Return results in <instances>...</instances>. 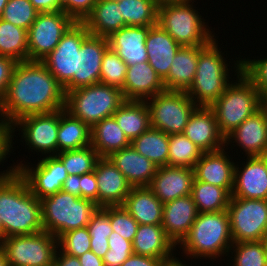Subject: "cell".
I'll return each instance as SVG.
<instances>
[{
    "mask_svg": "<svg viewBox=\"0 0 267 266\" xmlns=\"http://www.w3.org/2000/svg\"><path fill=\"white\" fill-rule=\"evenodd\" d=\"M65 97L63 86L41 61L18 62L0 102V124L10 128L24 116L64 109Z\"/></svg>",
    "mask_w": 267,
    "mask_h": 266,
    "instance_id": "cell-1",
    "label": "cell"
},
{
    "mask_svg": "<svg viewBox=\"0 0 267 266\" xmlns=\"http://www.w3.org/2000/svg\"><path fill=\"white\" fill-rule=\"evenodd\" d=\"M0 220L4 239L13 235H32L44 231L41 201L15 170L0 181Z\"/></svg>",
    "mask_w": 267,
    "mask_h": 266,
    "instance_id": "cell-2",
    "label": "cell"
},
{
    "mask_svg": "<svg viewBox=\"0 0 267 266\" xmlns=\"http://www.w3.org/2000/svg\"><path fill=\"white\" fill-rule=\"evenodd\" d=\"M233 65L237 79L210 106L215 113L218 128L225 137L264 105L258 89L242 72V60H236Z\"/></svg>",
    "mask_w": 267,
    "mask_h": 266,
    "instance_id": "cell-3",
    "label": "cell"
},
{
    "mask_svg": "<svg viewBox=\"0 0 267 266\" xmlns=\"http://www.w3.org/2000/svg\"><path fill=\"white\" fill-rule=\"evenodd\" d=\"M232 244L229 215L223 210L198 213L188 235L179 244L181 247H177L182 249L185 257L213 261L228 256Z\"/></svg>",
    "mask_w": 267,
    "mask_h": 266,
    "instance_id": "cell-4",
    "label": "cell"
},
{
    "mask_svg": "<svg viewBox=\"0 0 267 266\" xmlns=\"http://www.w3.org/2000/svg\"><path fill=\"white\" fill-rule=\"evenodd\" d=\"M216 40L199 51L195 78L186 91L198 107H210L232 82L226 58Z\"/></svg>",
    "mask_w": 267,
    "mask_h": 266,
    "instance_id": "cell-5",
    "label": "cell"
},
{
    "mask_svg": "<svg viewBox=\"0 0 267 266\" xmlns=\"http://www.w3.org/2000/svg\"><path fill=\"white\" fill-rule=\"evenodd\" d=\"M44 231L57 239L67 231L86 227L98 206L62 190L40 199Z\"/></svg>",
    "mask_w": 267,
    "mask_h": 266,
    "instance_id": "cell-6",
    "label": "cell"
},
{
    "mask_svg": "<svg viewBox=\"0 0 267 266\" xmlns=\"http://www.w3.org/2000/svg\"><path fill=\"white\" fill-rule=\"evenodd\" d=\"M125 101L120 88L97 83L67 92L65 110L92 128L104 118L111 117Z\"/></svg>",
    "mask_w": 267,
    "mask_h": 266,
    "instance_id": "cell-7",
    "label": "cell"
},
{
    "mask_svg": "<svg viewBox=\"0 0 267 266\" xmlns=\"http://www.w3.org/2000/svg\"><path fill=\"white\" fill-rule=\"evenodd\" d=\"M194 2L188 0L158 8L157 24L181 46L207 45L216 38L198 12L199 9L194 7Z\"/></svg>",
    "mask_w": 267,
    "mask_h": 266,
    "instance_id": "cell-8",
    "label": "cell"
},
{
    "mask_svg": "<svg viewBox=\"0 0 267 266\" xmlns=\"http://www.w3.org/2000/svg\"><path fill=\"white\" fill-rule=\"evenodd\" d=\"M145 102L151 127L168 135L183 133L191 114L198 107L186 91L165 90Z\"/></svg>",
    "mask_w": 267,
    "mask_h": 266,
    "instance_id": "cell-9",
    "label": "cell"
},
{
    "mask_svg": "<svg viewBox=\"0 0 267 266\" xmlns=\"http://www.w3.org/2000/svg\"><path fill=\"white\" fill-rule=\"evenodd\" d=\"M9 266H53L58 239L47 231L13 235L0 244Z\"/></svg>",
    "mask_w": 267,
    "mask_h": 266,
    "instance_id": "cell-10",
    "label": "cell"
},
{
    "mask_svg": "<svg viewBox=\"0 0 267 266\" xmlns=\"http://www.w3.org/2000/svg\"><path fill=\"white\" fill-rule=\"evenodd\" d=\"M227 212L233 243L267 236V200L231 197Z\"/></svg>",
    "mask_w": 267,
    "mask_h": 266,
    "instance_id": "cell-11",
    "label": "cell"
},
{
    "mask_svg": "<svg viewBox=\"0 0 267 266\" xmlns=\"http://www.w3.org/2000/svg\"><path fill=\"white\" fill-rule=\"evenodd\" d=\"M76 21L61 11L39 12L27 31L28 61H42Z\"/></svg>",
    "mask_w": 267,
    "mask_h": 266,
    "instance_id": "cell-12",
    "label": "cell"
},
{
    "mask_svg": "<svg viewBox=\"0 0 267 266\" xmlns=\"http://www.w3.org/2000/svg\"><path fill=\"white\" fill-rule=\"evenodd\" d=\"M21 131V139L25 145L45 156L58 154L59 110L46 114H31L14 122L9 130L11 135V148L15 129ZM19 128V129H18ZM13 138V139H12Z\"/></svg>",
    "mask_w": 267,
    "mask_h": 266,
    "instance_id": "cell-13",
    "label": "cell"
},
{
    "mask_svg": "<svg viewBox=\"0 0 267 266\" xmlns=\"http://www.w3.org/2000/svg\"><path fill=\"white\" fill-rule=\"evenodd\" d=\"M89 35L82 22H75L54 50L41 61L63 87L77 72V52Z\"/></svg>",
    "mask_w": 267,
    "mask_h": 266,
    "instance_id": "cell-14",
    "label": "cell"
},
{
    "mask_svg": "<svg viewBox=\"0 0 267 266\" xmlns=\"http://www.w3.org/2000/svg\"><path fill=\"white\" fill-rule=\"evenodd\" d=\"M13 164V169L17 171L27 182L30 191L38 198L55 194L62 190L64 181L68 178V173L61 160L56 156H45L40 159L34 167L29 162ZM30 166V167H29Z\"/></svg>",
    "mask_w": 267,
    "mask_h": 266,
    "instance_id": "cell-15",
    "label": "cell"
},
{
    "mask_svg": "<svg viewBox=\"0 0 267 266\" xmlns=\"http://www.w3.org/2000/svg\"><path fill=\"white\" fill-rule=\"evenodd\" d=\"M109 48L107 37L89 35L77 52V72L63 87L65 94L73 89L99 83L103 55Z\"/></svg>",
    "mask_w": 267,
    "mask_h": 266,
    "instance_id": "cell-16",
    "label": "cell"
},
{
    "mask_svg": "<svg viewBox=\"0 0 267 266\" xmlns=\"http://www.w3.org/2000/svg\"><path fill=\"white\" fill-rule=\"evenodd\" d=\"M225 140L226 147L236 142L246 157L267 156V107L263 105L230 132Z\"/></svg>",
    "mask_w": 267,
    "mask_h": 266,
    "instance_id": "cell-17",
    "label": "cell"
},
{
    "mask_svg": "<svg viewBox=\"0 0 267 266\" xmlns=\"http://www.w3.org/2000/svg\"><path fill=\"white\" fill-rule=\"evenodd\" d=\"M235 165L231 197L267 200V156L247 157ZM240 169V170H239Z\"/></svg>",
    "mask_w": 267,
    "mask_h": 266,
    "instance_id": "cell-18",
    "label": "cell"
},
{
    "mask_svg": "<svg viewBox=\"0 0 267 266\" xmlns=\"http://www.w3.org/2000/svg\"><path fill=\"white\" fill-rule=\"evenodd\" d=\"M183 134L203 153L226 148L225 136L220 132L215 113L210 107H197Z\"/></svg>",
    "mask_w": 267,
    "mask_h": 266,
    "instance_id": "cell-19",
    "label": "cell"
},
{
    "mask_svg": "<svg viewBox=\"0 0 267 266\" xmlns=\"http://www.w3.org/2000/svg\"><path fill=\"white\" fill-rule=\"evenodd\" d=\"M94 173L98 183V207L122 206L132 186L108 157H100Z\"/></svg>",
    "mask_w": 267,
    "mask_h": 266,
    "instance_id": "cell-20",
    "label": "cell"
},
{
    "mask_svg": "<svg viewBox=\"0 0 267 266\" xmlns=\"http://www.w3.org/2000/svg\"><path fill=\"white\" fill-rule=\"evenodd\" d=\"M194 179V169L166 165L158 167L149 188L164 204L191 195Z\"/></svg>",
    "mask_w": 267,
    "mask_h": 266,
    "instance_id": "cell-21",
    "label": "cell"
},
{
    "mask_svg": "<svg viewBox=\"0 0 267 266\" xmlns=\"http://www.w3.org/2000/svg\"><path fill=\"white\" fill-rule=\"evenodd\" d=\"M223 148L214 152L202 153L194 167L195 179L227 189L232 193L235 164Z\"/></svg>",
    "mask_w": 267,
    "mask_h": 266,
    "instance_id": "cell-22",
    "label": "cell"
},
{
    "mask_svg": "<svg viewBox=\"0 0 267 266\" xmlns=\"http://www.w3.org/2000/svg\"><path fill=\"white\" fill-rule=\"evenodd\" d=\"M197 215L191 195L164 203L161 225L176 246L188 235Z\"/></svg>",
    "mask_w": 267,
    "mask_h": 266,
    "instance_id": "cell-23",
    "label": "cell"
},
{
    "mask_svg": "<svg viewBox=\"0 0 267 266\" xmlns=\"http://www.w3.org/2000/svg\"><path fill=\"white\" fill-rule=\"evenodd\" d=\"M151 26H126L111 33L108 37L109 48L128 65H135L148 60L145 46Z\"/></svg>",
    "mask_w": 267,
    "mask_h": 266,
    "instance_id": "cell-24",
    "label": "cell"
},
{
    "mask_svg": "<svg viewBox=\"0 0 267 266\" xmlns=\"http://www.w3.org/2000/svg\"><path fill=\"white\" fill-rule=\"evenodd\" d=\"M121 90L126 100L145 101L166 89L162 78L145 61L128 66Z\"/></svg>",
    "mask_w": 267,
    "mask_h": 266,
    "instance_id": "cell-25",
    "label": "cell"
},
{
    "mask_svg": "<svg viewBox=\"0 0 267 266\" xmlns=\"http://www.w3.org/2000/svg\"><path fill=\"white\" fill-rule=\"evenodd\" d=\"M109 160L126 177L132 187H149L158 167L131 145L112 153Z\"/></svg>",
    "mask_w": 267,
    "mask_h": 266,
    "instance_id": "cell-26",
    "label": "cell"
},
{
    "mask_svg": "<svg viewBox=\"0 0 267 266\" xmlns=\"http://www.w3.org/2000/svg\"><path fill=\"white\" fill-rule=\"evenodd\" d=\"M175 247L162 225L140 224L132 242L134 254L168 261L176 258Z\"/></svg>",
    "mask_w": 267,
    "mask_h": 266,
    "instance_id": "cell-27",
    "label": "cell"
},
{
    "mask_svg": "<svg viewBox=\"0 0 267 266\" xmlns=\"http://www.w3.org/2000/svg\"><path fill=\"white\" fill-rule=\"evenodd\" d=\"M145 46L147 62L163 80L169 73L174 56L182 46L159 24L150 27Z\"/></svg>",
    "mask_w": 267,
    "mask_h": 266,
    "instance_id": "cell-28",
    "label": "cell"
},
{
    "mask_svg": "<svg viewBox=\"0 0 267 266\" xmlns=\"http://www.w3.org/2000/svg\"><path fill=\"white\" fill-rule=\"evenodd\" d=\"M206 45L182 46L174 56L168 75L163 79L166 90L187 91L193 84L199 51Z\"/></svg>",
    "mask_w": 267,
    "mask_h": 266,
    "instance_id": "cell-29",
    "label": "cell"
},
{
    "mask_svg": "<svg viewBox=\"0 0 267 266\" xmlns=\"http://www.w3.org/2000/svg\"><path fill=\"white\" fill-rule=\"evenodd\" d=\"M122 206L139 225L162 223L164 204L149 187H132Z\"/></svg>",
    "mask_w": 267,
    "mask_h": 266,
    "instance_id": "cell-30",
    "label": "cell"
},
{
    "mask_svg": "<svg viewBox=\"0 0 267 266\" xmlns=\"http://www.w3.org/2000/svg\"><path fill=\"white\" fill-rule=\"evenodd\" d=\"M82 23L90 35L100 37H108L111 33L126 27L118 2L110 0H97Z\"/></svg>",
    "mask_w": 267,
    "mask_h": 266,
    "instance_id": "cell-31",
    "label": "cell"
},
{
    "mask_svg": "<svg viewBox=\"0 0 267 266\" xmlns=\"http://www.w3.org/2000/svg\"><path fill=\"white\" fill-rule=\"evenodd\" d=\"M130 143L113 116L104 118L91 128V146L100 157H109L129 147Z\"/></svg>",
    "mask_w": 267,
    "mask_h": 266,
    "instance_id": "cell-32",
    "label": "cell"
},
{
    "mask_svg": "<svg viewBox=\"0 0 267 266\" xmlns=\"http://www.w3.org/2000/svg\"><path fill=\"white\" fill-rule=\"evenodd\" d=\"M112 116L130 142L151 127L145 101L126 100Z\"/></svg>",
    "mask_w": 267,
    "mask_h": 266,
    "instance_id": "cell-33",
    "label": "cell"
},
{
    "mask_svg": "<svg viewBox=\"0 0 267 266\" xmlns=\"http://www.w3.org/2000/svg\"><path fill=\"white\" fill-rule=\"evenodd\" d=\"M91 145V128L64 109L59 110L58 153Z\"/></svg>",
    "mask_w": 267,
    "mask_h": 266,
    "instance_id": "cell-34",
    "label": "cell"
},
{
    "mask_svg": "<svg viewBox=\"0 0 267 266\" xmlns=\"http://www.w3.org/2000/svg\"><path fill=\"white\" fill-rule=\"evenodd\" d=\"M130 145L157 167L168 166L169 135L161 130L150 127L132 140Z\"/></svg>",
    "mask_w": 267,
    "mask_h": 266,
    "instance_id": "cell-35",
    "label": "cell"
},
{
    "mask_svg": "<svg viewBox=\"0 0 267 266\" xmlns=\"http://www.w3.org/2000/svg\"><path fill=\"white\" fill-rule=\"evenodd\" d=\"M191 196L198 213L227 210L231 193L222 187L194 179Z\"/></svg>",
    "mask_w": 267,
    "mask_h": 266,
    "instance_id": "cell-36",
    "label": "cell"
},
{
    "mask_svg": "<svg viewBox=\"0 0 267 266\" xmlns=\"http://www.w3.org/2000/svg\"><path fill=\"white\" fill-rule=\"evenodd\" d=\"M0 56L28 61L27 30L0 18Z\"/></svg>",
    "mask_w": 267,
    "mask_h": 266,
    "instance_id": "cell-37",
    "label": "cell"
},
{
    "mask_svg": "<svg viewBox=\"0 0 267 266\" xmlns=\"http://www.w3.org/2000/svg\"><path fill=\"white\" fill-rule=\"evenodd\" d=\"M126 26H154L158 7L154 0H121L118 2Z\"/></svg>",
    "mask_w": 267,
    "mask_h": 266,
    "instance_id": "cell-38",
    "label": "cell"
},
{
    "mask_svg": "<svg viewBox=\"0 0 267 266\" xmlns=\"http://www.w3.org/2000/svg\"><path fill=\"white\" fill-rule=\"evenodd\" d=\"M202 153L183 133L169 135L168 166L194 169Z\"/></svg>",
    "mask_w": 267,
    "mask_h": 266,
    "instance_id": "cell-39",
    "label": "cell"
},
{
    "mask_svg": "<svg viewBox=\"0 0 267 266\" xmlns=\"http://www.w3.org/2000/svg\"><path fill=\"white\" fill-rule=\"evenodd\" d=\"M56 156L65 166L68 175H83L93 172L100 158L91 145L81 149L61 151Z\"/></svg>",
    "mask_w": 267,
    "mask_h": 266,
    "instance_id": "cell-40",
    "label": "cell"
},
{
    "mask_svg": "<svg viewBox=\"0 0 267 266\" xmlns=\"http://www.w3.org/2000/svg\"><path fill=\"white\" fill-rule=\"evenodd\" d=\"M234 248V249H233ZM232 250V251H231ZM233 266H267L263 240L233 243L229 249ZM234 253V255H233Z\"/></svg>",
    "mask_w": 267,
    "mask_h": 266,
    "instance_id": "cell-41",
    "label": "cell"
},
{
    "mask_svg": "<svg viewBox=\"0 0 267 266\" xmlns=\"http://www.w3.org/2000/svg\"><path fill=\"white\" fill-rule=\"evenodd\" d=\"M128 65L108 48L103 55L99 83L123 88Z\"/></svg>",
    "mask_w": 267,
    "mask_h": 266,
    "instance_id": "cell-42",
    "label": "cell"
},
{
    "mask_svg": "<svg viewBox=\"0 0 267 266\" xmlns=\"http://www.w3.org/2000/svg\"><path fill=\"white\" fill-rule=\"evenodd\" d=\"M38 13L29 0H8L1 19L28 31Z\"/></svg>",
    "mask_w": 267,
    "mask_h": 266,
    "instance_id": "cell-43",
    "label": "cell"
},
{
    "mask_svg": "<svg viewBox=\"0 0 267 266\" xmlns=\"http://www.w3.org/2000/svg\"><path fill=\"white\" fill-rule=\"evenodd\" d=\"M90 238L87 227L73 229L58 238V248L67 255L79 257L91 250Z\"/></svg>",
    "mask_w": 267,
    "mask_h": 266,
    "instance_id": "cell-44",
    "label": "cell"
},
{
    "mask_svg": "<svg viewBox=\"0 0 267 266\" xmlns=\"http://www.w3.org/2000/svg\"><path fill=\"white\" fill-rule=\"evenodd\" d=\"M108 217L112 230L124 239L133 242L138 230V222L124 209L123 206H108Z\"/></svg>",
    "mask_w": 267,
    "mask_h": 266,
    "instance_id": "cell-45",
    "label": "cell"
},
{
    "mask_svg": "<svg viewBox=\"0 0 267 266\" xmlns=\"http://www.w3.org/2000/svg\"><path fill=\"white\" fill-rule=\"evenodd\" d=\"M109 250L103 257L105 266H121L133 254L132 242L124 239L117 232H112L108 237Z\"/></svg>",
    "mask_w": 267,
    "mask_h": 266,
    "instance_id": "cell-46",
    "label": "cell"
},
{
    "mask_svg": "<svg viewBox=\"0 0 267 266\" xmlns=\"http://www.w3.org/2000/svg\"><path fill=\"white\" fill-rule=\"evenodd\" d=\"M242 72L254 83L263 99L267 98V57L243 59Z\"/></svg>",
    "mask_w": 267,
    "mask_h": 266,
    "instance_id": "cell-47",
    "label": "cell"
},
{
    "mask_svg": "<svg viewBox=\"0 0 267 266\" xmlns=\"http://www.w3.org/2000/svg\"><path fill=\"white\" fill-rule=\"evenodd\" d=\"M86 227L91 236L90 239L108 240V237L113 232L110 218L108 217V206L98 207Z\"/></svg>",
    "mask_w": 267,
    "mask_h": 266,
    "instance_id": "cell-48",
    "label": "cell"
},
{
    "mask_svg": "<svg viewBox=\"0 0 267 266\" xmlns=\"http://www.w3.org/2000/svg\"><path fill=\"white\" fill-rule=\"evenodd\" d=\"M97 0H63L62 11L76 22H82L92 11Z\"/></svg>",
    "mask_w": 267,
    "mask_h": 266,
    "instance_id": "cell-49",
    "label": "cell"
},
{
    "mask_svg": "<svg viewBox=\"0 0 267 266\" xmlns=\"http://www.w3.org/2000/svg\"><path fill=\"white\" fill-rule=\"evenodd\" d=\"M80 197L89 199L98 206V183L94 171L80 175Z\"/></svg>",
    "mask_w": 267,
    "mask_h": 266,
    "instance_id": "cell-50",
    "label": "cell"
},
{
    "mask_svg": "<svg viewBox=\"0 0 267 266\" xmlns=\"http://www.w3.org/2000/svg\"><path fill=\"white\" fill-rule=\"evenodd\" d=\"M11 135L9 128L4 127L0 124V164L5 162L8 154L11 155ZM9 168V169H8ZM7 170L0 172V181L6 179L13 171V167H8Z\"/></svg>",
    "mask_w": 267,
    "mask_h": 266,
    "instance_id": "cell-51",
    "label": "cell"
},
{
    "mask_svg": "<svg viewBox=\"0 0 267 266\" xmlns=\"http://www.w3.org/2000/svg\"><path fill=\"white\" fill-rule=\"evenodd\" d=\"M18 62L6 56H0V102L6 94L13 70Z\"/></svg>",
    "mask_w": 267,
    "mask_h": 266,
    "instance_id": "cell-52",
    "label": "cell"
},
{
    "mask_svg": "<svg viewBox=\"0 0 267 266\" xmlns=\"http://www.w3.org/2000/svg\"><path fill=\"white\" fill-rule=\"evenodd\" d=\"M167 259L152 258L143 255L131 254L121 266H164Z\"/></svg>",
    "mask_w": 267,
    "mask_h": 266,
    "instance_id": "cell-53",
    "label": "cell"
},
{
    "mask_svg": "<svg viewBox=\"0 0 267 266\" xmlns=\"http://www.w3.org/2000/svg\"><path fill=\"white\" fill-rule=\"evenodd\" d=\"M39 12H54L62 10L63 0H29Z\"/></svg>",
    "mask_w": 267,
    "mask_h": 266,
    "instance_id": "cell-54",
    "label": "cell"
},
{
    "mask_svg": "<svg viewBox=\"0 0 267 266\" xmlns=\"http://www.w3.org/2000/svg\"><path fill=\"white\" fill-rule=\"evenodd\" d=\"M59 251V252H58ZM56 250L53 266H81L78 257H73Z\"/></svg>",
    "mask_w": 267,
    "mask_h": 266,
    "instance_id": "cell-55",
    "label": "cell"
},
{
    "mask_svg": "<svg viewBox=\"0 0 267 266\" xmlns=\"http://www.w3.org/2000/svg\"><path fill=\"white\" fill-rule=\"evenodd\" d=\"M62 191L80 197V175H68L63 183Z\"/></svg>",
    "mask_w": 267,
    "mask_h": 266,
    "instance_id": "cell-56",
    "label": "cell"
},
{
    "mask_svg": "<svg viewBox=\"0 0 267 266\" xmlns=\"http://www.w3.org/2000/svg\"><path fill=\"white\" fill-rule=\"evenodd\" d=\"M79 261L81 266H105L103 258L98 257L91 250L85 252L83 255L79 256Z\"/></svg>",
    "mask_w": 267,
    "mask_h": 266,
    "instance_id": "cell-57",
    "label": "cell"
},
{
    "mask_svg": "<svg viewBox=\"0 0 267 266\" xmlns=\"http://www.w3.org/2000/svg\"><path fill=\"white\" fill-rule=\"evenodd\" d=\"M91 251L98 257L103 258L109 250L108 240L90 239Z\"/></svg>",
    "mask_w": 267,
    "mask_h": 266,
    "instance_id": "cell-58",
    "label": "cell"
},
{
    "mask_svg": "<svg viewBox=\"0 0 267 266\" xmlns=\"http://www.w3.org/2000/svg\"><path fill=\"white\" fill-rule=\"evenodd\" d=\"M185 1H188V0H154V3L159 8V7L163 6V5L180 3V2H185Z\"/></svg>",
    "mask_w": 267,
    "mask_h": 266,
    "instance_id": "cell-59",
    "label": "cell"
},
{
    "mask_svg": "<svg viewBox=\"0 0 267 266\" xmlns=\"http://www.w3.org/2000/svg\"><path fill=\"white\" fill-rule=\"evenodd\" d=\"M164 266H189V265L184 264L181 261V259H179V258L177 259V257H176L174 260L166 262Z\"/></svg>",
    "mask_w": 267,
    "mask_h": 266,
    "instance_id": "cell-60",
    "label": "cell"
},
{
    "mask_svg": "<svg viewBox=\"0 0 267 266\" xmlns=\"http://www.w3.org/2000/svg\"><path fill=\"white\" fill-rule=\"evenodd\" d=\"M0 266H9L5 252L0 247Z\"/></svg>",
    "mask_w": 267,
    "mask_h": 266,
    "instance_id": "cell-61",
    "label": "cell"
},
{
    "mask_svg": "<svg viewBox=\"0 0 267 266\" xmlns=\"http://www.w3.org/2000/svg\"><path fill=\"white\" fill-rule=\"evenodd\" d=\"M7 2H8V0H0V18L2 16L4 7L6 6Z\"/></svg>",
    "mask_w": 267,
    "mask_h": 266,
    "instance_id": "cell-62",
    "label": "cell"
},
{
    "mask_svg": "<svg viewBox=\"0 0 267 266\" xmlns=\"http://www.w3.org/2000/svg\"><path fill=\"white\" fill-rule=\"evenodd\" d=\"M4 239V231H3V226L1 224V220H0V244Z\"/></svg>",
    "mask_w": 267,
    "mask_h": 266,
    "instance_id": "cell-63",
    "label": "cell"
},
{
    "mask_svg": "<svg viewBox=\"0 0 267 266\" xmlns=\"http://www.w3.org/2000/svg\"><path fill=\"white\" fill-rule=\"evenodd\" d=\"M263 243H264L265 254H266V259H267V236L263 239Z\"/></svg>",
    "mask_w": 267,
    "mask_h": 266,
    "instance_id": "cell-64",
    "label": "cell"
},
{
    "mask_svg": "<svg viewBox=\"0 0 267 266\" xmlns=\"http://www.w3.org/2000/svg\"><path fill=\"white\" fill-rule=\"evenodd\" d=\"M264 105L267 107V98L264 99Z\"/></svg>",
    "mask_w": 267,
    "mask_h": 266,
    "instance_id": "cell-65",
    "label": "cell"
},
{
    "mask_svg": "<svg viewBox=\"0 0 267 266\" xmlns=\"http://www.w3.org/2000/svg\"><path fill=\"white\" fill-rule=\"evenodd\" d=\"M112 2H120L121 0H110Z\"/></svg>",
    "mask_w": 267,
    "mask_h": 266,
    "instance_id": "cell-66",
    "label": "cell"
}]
</instances>
